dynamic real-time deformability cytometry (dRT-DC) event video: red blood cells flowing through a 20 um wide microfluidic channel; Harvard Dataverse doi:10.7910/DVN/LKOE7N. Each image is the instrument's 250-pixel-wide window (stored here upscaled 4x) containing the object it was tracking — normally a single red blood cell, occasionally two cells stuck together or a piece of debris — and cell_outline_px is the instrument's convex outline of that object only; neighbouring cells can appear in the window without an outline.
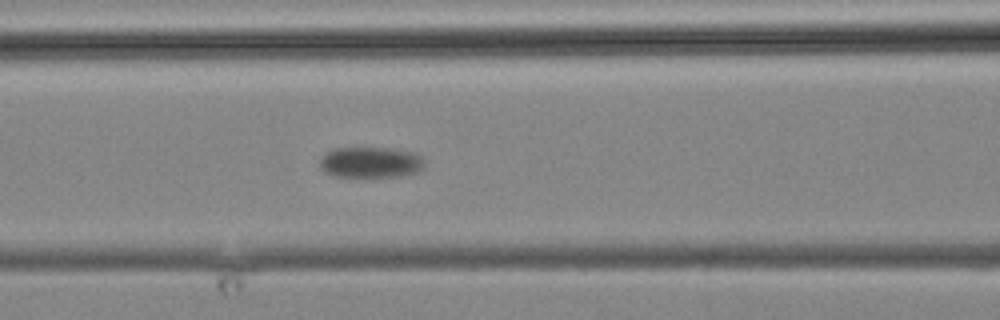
{"species": "common noctule bat (a hibernating species)", "species_latin": "Nyctalus noctula", "temperature_condition": "cold", "stored_images_in_passage": 15, "camera_frame_rate_fps": 3000, "um_per_image_px": 0.085, "animal": {"sex": "male", "body_mass_g": 19.2, "forearm_length_mm": 51.8}, "frame": {"image": 1, "passage_image": 15, "time_ms": 16.0, "image_size_px": [1000, 320], "cell_outline_px": [[424, 168], [416, 172], [400, 176], [332, 176], [324, 172], [320, 168], [320, 156], [332, 148], [388, 148], [416, 152], [424, 160]], "centroid_in_image_um": [31.48, 13.79], "position_along_channel_um": 135.1, "area_um2": 18.96}}